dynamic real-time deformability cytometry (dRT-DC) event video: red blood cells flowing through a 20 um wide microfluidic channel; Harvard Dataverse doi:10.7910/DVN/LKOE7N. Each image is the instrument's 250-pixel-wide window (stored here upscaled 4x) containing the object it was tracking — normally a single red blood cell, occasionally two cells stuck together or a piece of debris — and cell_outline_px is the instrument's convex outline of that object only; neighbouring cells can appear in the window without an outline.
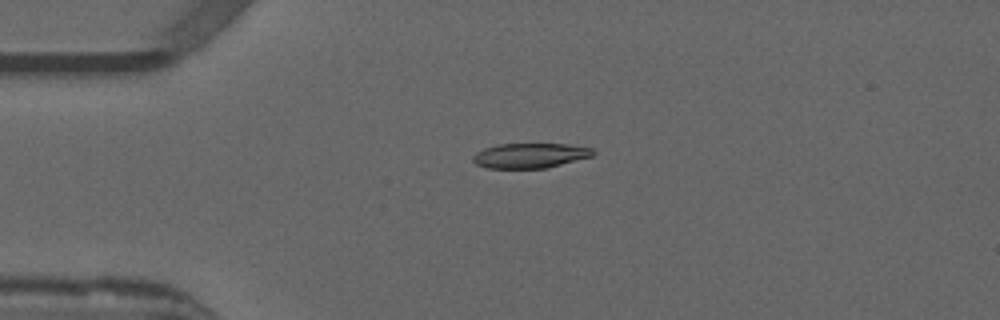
{"species": "common noctule bat (a hibernating species)", "species_latin": "Nyctalus noctula", "temperature_condition": "warm", "stored_images_in_passage": 41, "camera_frame_rate_fps": 3000, "um_per_image_px": 0.085, "animal": {"sex": "male", "forearm_length_mm": 52.5}, "frame": {"image": 1, "passage_image": 1, "time_ms": 0.0, "image_size_px": [1000, 320], "cell_outline_px": [[596, 152], [592, 156], [548, 168], [488, 168], [476, 164], [472, 160], [472, 156], [476, 152], [484, 148], [500, 144], [568, 144], [592, 148]], "centroid_in_image_um": [45.06, 13.22], "position_along_channel_um": 39.9, "area_um2": 17.46}}
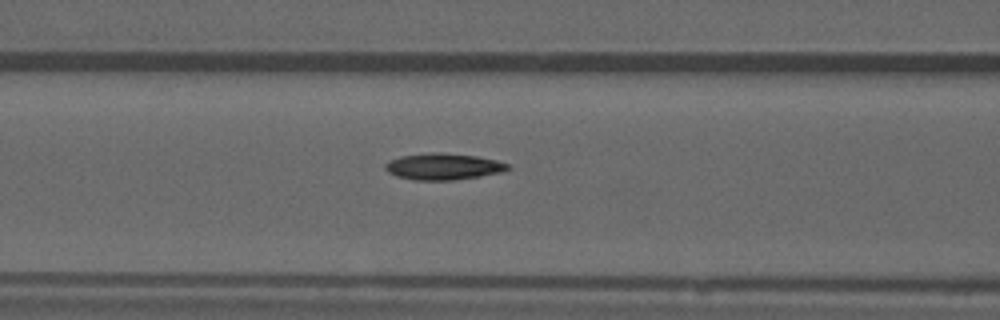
{"frame": {"image": 2, "passage_image": 10, "time_ms": 3.0, "image_size_px": [1000, 320], "cell_outline_px": [[512, 168], [504, 172], [480, 176], [452, 180], [416, 180], [396, 176], [388, 172], [384, 168], [384, 164], [400, 156], [436, 152], [440, 152], [476, 156], [496, 160], [508, 164]], "centroid_in_image_um": [37.7, 14.16], "position_along_channel_um": 128.9, "area_um2": 18.84}}
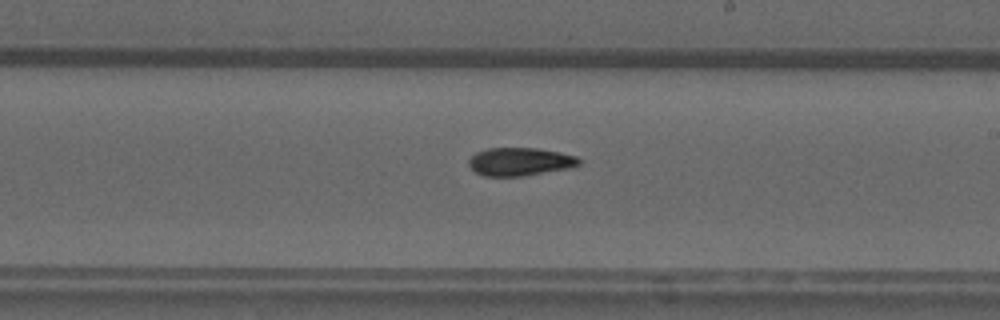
{"frame": {"image": 3, "passage_image": 19, "time_ms": 6.0, "image_size_px": [1000, 320], "cell_outline_px": [[580, 164], [576, 168], [524, 176], [484, 176], [476, 172], [468, 164], [468, 160], [476, 152], [488, 148], [536, 148], [560, 152], [576, 156], [580, 160]], "centroid_in_image_um": [44.25, 13.75], "position_along_channel_um": 244.8, "area_um2": 18.32}}